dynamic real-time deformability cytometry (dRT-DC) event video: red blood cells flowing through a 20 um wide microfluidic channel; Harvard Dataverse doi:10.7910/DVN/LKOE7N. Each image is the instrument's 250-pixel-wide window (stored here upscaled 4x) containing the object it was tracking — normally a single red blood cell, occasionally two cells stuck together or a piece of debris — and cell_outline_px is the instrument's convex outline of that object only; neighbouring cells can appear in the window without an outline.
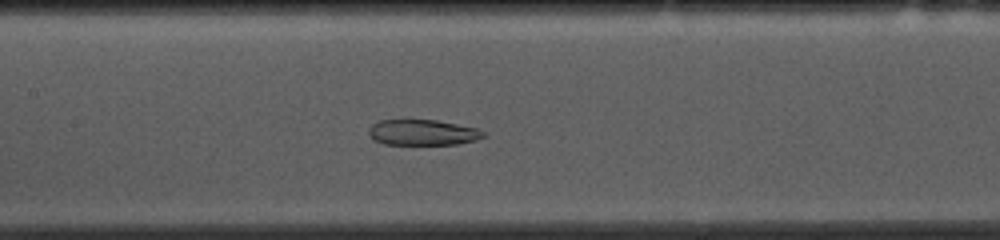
{"species": "common noctule bat (a hibernating species)", "species_latin": "Nyctalus noctula", "temperature_condition": "cold", "stored_images_in_passage": 38, "camera_frame_rate_fps": 3000, "um_per_image_px": 0.085, "animal": {"sex": "female", "body_mass_g": 10.0, "forearm_length_mm": 53.1}, "frame": {"image": 1, "passage_image": 9, "time_ms": 2.667, "image_size_px": [1000, 240], "cell_outline_px": [[484, 136], [476, 140], [456, 144], [384, 144], [372, 140], [368, 132], [368, 128], [372, 124], [380, 120], [408, 116], [436, 120], [476, 128], [484, 132]], "centroid_in_image_um": [35.82, 11.21], "position_along_channel_um": 171.6, "area_um2": 17.86}}
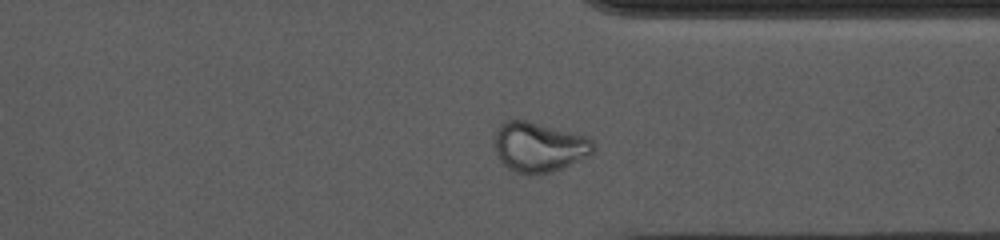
{"frame": {"image": 2, "passage_image": 25, "time_ms": 8.0, "image_size_px": [1000, 240], "cell_outline_px": [[596, 148], [588, 156], [552, 172], [532, 176], [528, 176], [516, 172], [508, 168], [500, 160], [492, 144], [496, 132], [500, 124], [504, 120], [524, 120], [584, 136], [592, 140], [596, 144]], "centroid_in_image_um": [45.77, 12.52], "position_along_channel_um": 365.6, "area_um2": 28.73}}
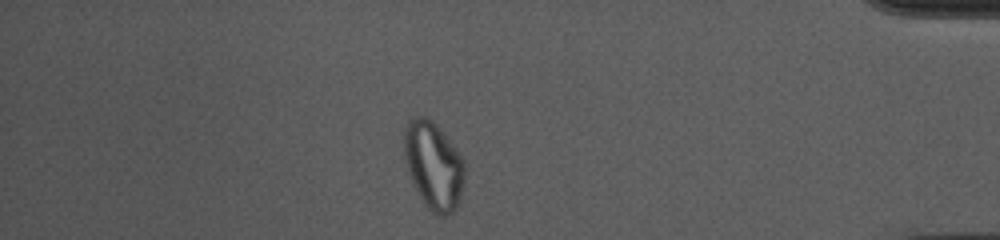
{"frame": {"image": 3, "passage_image": 31, "time_ms": 10.0, "image_size_px": [1000, 240], "cell_outline_px": [[464, 180], [460, 200], [456, 208], [452, 212], [444, 216], [440, 216], [428, 208], [424, 204], [412, 184], [404, 160], [404, 124], [408, 120], [416, 116], [424, 116], [432, 120], [444, 132], [456, 148], [464, 160]], "centroid_in_image_um": [36.83, 14.04], "position_along_channel_um": 398.4, "area_um2": 31.33}}